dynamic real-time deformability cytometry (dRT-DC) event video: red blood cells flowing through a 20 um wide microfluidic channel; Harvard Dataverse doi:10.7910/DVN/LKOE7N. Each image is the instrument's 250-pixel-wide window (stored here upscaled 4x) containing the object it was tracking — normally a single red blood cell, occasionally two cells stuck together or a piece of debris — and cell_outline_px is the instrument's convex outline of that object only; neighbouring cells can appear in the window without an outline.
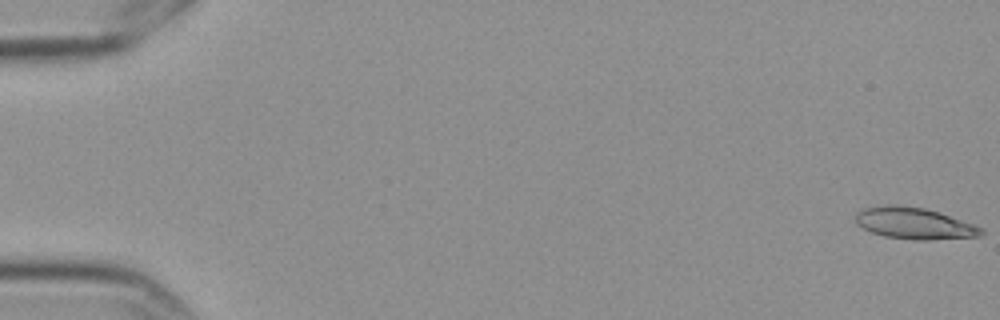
{"species": "Egyptian fruit bat (a non-hibernating species)", "species_latin": "Rousettus aegyptiacus", "temperature_condition": "cold", "stored_images_in_passage": 5, "camera_frame_rate_fps": 3000, "um_per_image_px": 0.085, "frame": {"image": 1, "passage_image": 1, "time_ms": 0.0, "image_size_px": [1000, 320], "cell_outline_px": [[984, 232], [980, 236], [928, 240], [916, 240], [884, 236], [872, 232], [856, 224], [856, 212], [864, 208], [888, 204], [896, 204], [924, 208], [976, 224], [984, 228]], "centroid_in_image_um": [77.73, 18.98], "position_along_channel_um": 7.3, "area_um2": 23.12}}
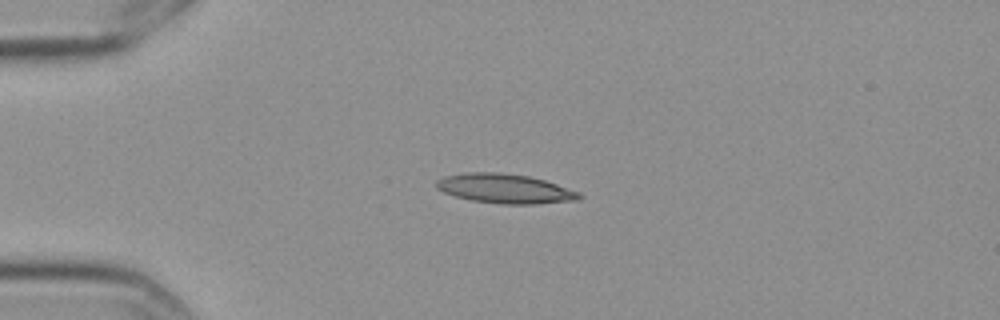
{"frame": {"image": 2, "passage_image": 5, "time_ms": 1.333, "image_size_px": [1000, 320], "cell_outline_px": [[584, 196], [576, 200], [532, 204], [504, 204], [472, 200], [456, 196], [444, 192], [436, 188], [436, 180], [444, 176], [468, 172], [500, 172], [528, 176], [544, 180], [580, 192]], "centroid_in_image_um": [42.91, 16.02], "position_along_channel_um": 42.1, "area_um2": 24.33}}